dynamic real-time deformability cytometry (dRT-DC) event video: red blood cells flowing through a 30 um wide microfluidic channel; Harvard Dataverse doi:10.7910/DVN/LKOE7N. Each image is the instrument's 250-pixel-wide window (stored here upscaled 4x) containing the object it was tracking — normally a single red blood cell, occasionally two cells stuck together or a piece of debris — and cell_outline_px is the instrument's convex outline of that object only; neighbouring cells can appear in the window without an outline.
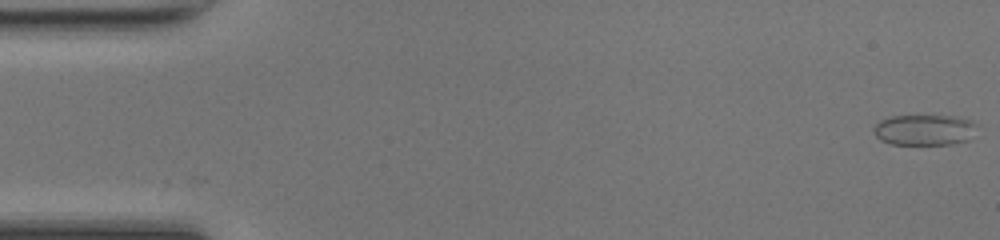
{"species": "common noctule bat (a hibernating species)", "species_latin": "Nyctalus noctula", "temperature_condition": "room temperature", "stored_images_in_passage": 2, "camera_frame_rate_fps": 3000, "um_per_image_px": 0.085, "animal": {"sex": "female", "body_mass_g": 17.0, "forearm_length_mm": 48.0}, "frame": {"image": 1, "passage_image": 2, "time_ms": 0.333, "image_size_px": [1000, 240], "cell_outline_px": [[980, 124], [968, 140], [952, 144], [892, 144], [880, 140], [872, 132], [872, 128], [880, 120], [892, 116], [956, 116], [972, 120]], "centroid_in_image_um": [78.6, 11.03], "position_along_channel_um": 6.4, "area_um2": 18.73}}